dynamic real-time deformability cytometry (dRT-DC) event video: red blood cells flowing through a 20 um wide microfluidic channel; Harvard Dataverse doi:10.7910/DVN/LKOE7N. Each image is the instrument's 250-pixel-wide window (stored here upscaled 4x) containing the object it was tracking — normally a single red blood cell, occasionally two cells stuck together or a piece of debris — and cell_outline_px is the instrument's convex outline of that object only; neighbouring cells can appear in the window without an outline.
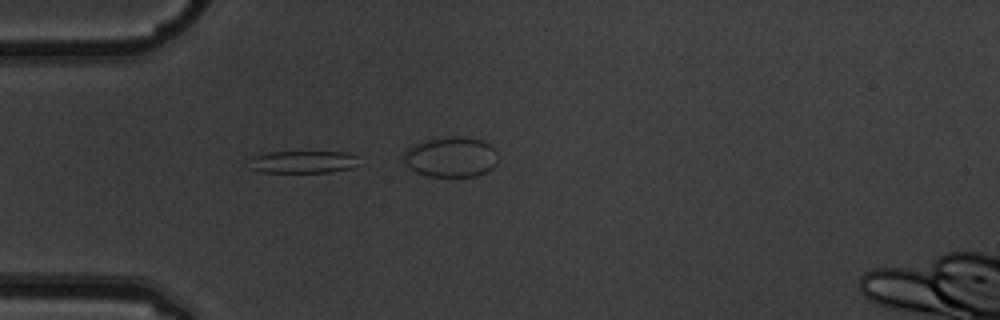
{"species": "common noctule bat (a hibernating species)", "species_latin": "Nyctalus noctula", "temperature_condition": "warm", "stored_images_in_passage": 7, "camera_frame_rate_fps": 3000, "um_per_image_px": 0.085, "animal": {"sex": "male", "body_mass_g": 19.5, "forearm_length_mm": 54.6}, "frame": {"image": 1, "passage_image": 4, "time_ms": 1.0, "image_size_px": [1000, 320], "cell_outline_px": [[356, 164], [352, 168], [332, 172], [264, 172], [248, 168], [252, 156], [268, 152], [348, 152], [356, 156]], "centroid_in_image_um": [25.72, 13.76], "position_along_channel_um": 59.3, "area_um2": 14.28}}
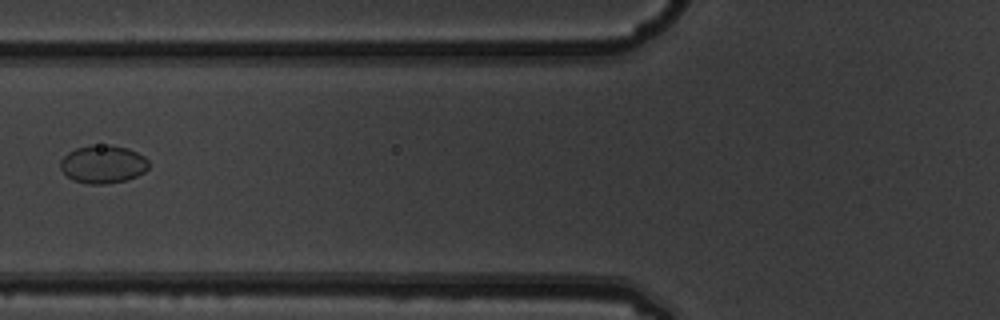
{"frame": {"image": 2, "passage_image": 6, "time_ms": 1.667, "image_size_px": [1000, 320], "cell_outline_px": [[148, 168], [144, 172], [136, 176], [124, 180], [104, 184], [88, 184], [72, 180], [60, 168], [60, 160], [68, 152], [76, 148], [92, 144], [108, 144], [128, 148], [144, 156], [148, 160]], "centroid_in_image_um": [8.74, 13.94], "position_along_channel_um": 117.1, "area_um2": 19.65}}
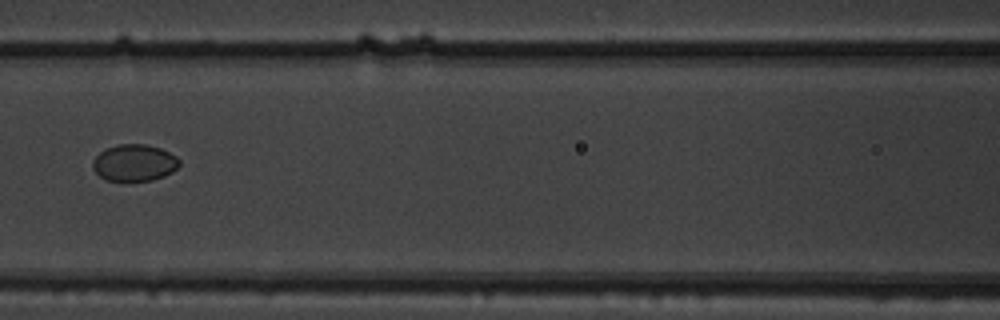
{"frame": {"image": 3, "passage_image": 7, "time_ms": 2.0, "image_size_px": [1000, 320], "cell_outline_px": [[180, 164], [172, 172], [164, 176], [152, 180], [108, 180], [100, 176], [92, 168], [92, 160], [104, 148], [120, 144], [144, 144], [160, 148], [176, 156], [180, 160]], "centroid_in_image_um": [11.41, 13.82], "position_along_channel_um": 155.2, "area_um2": 18.44}}